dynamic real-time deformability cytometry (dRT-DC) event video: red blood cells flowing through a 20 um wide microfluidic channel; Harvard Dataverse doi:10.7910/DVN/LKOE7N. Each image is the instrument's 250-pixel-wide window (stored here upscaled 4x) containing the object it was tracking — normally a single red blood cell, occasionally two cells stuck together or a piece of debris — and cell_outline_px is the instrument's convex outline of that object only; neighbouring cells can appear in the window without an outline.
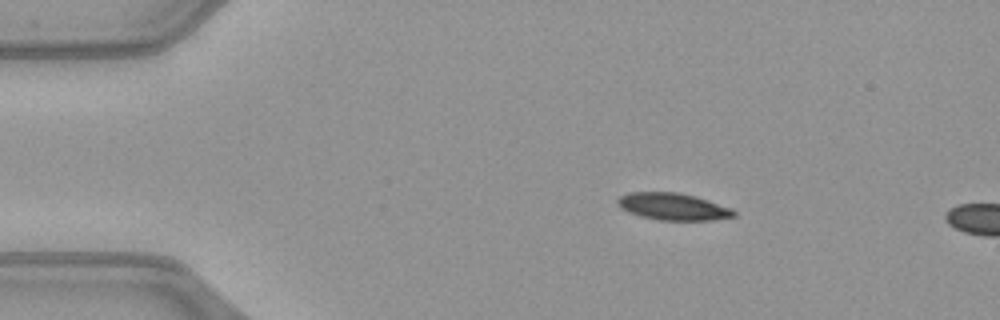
{"species": "common noctule bat (a hibernating species)", "species_latin": "Nyctalus noctula", "temperature_condition": "warm", "stored_images_in_passage": 5, "camera_frame_rate_fps": 3000, "um_per_image_px": 0.085, "animal": {"sex": "female", "body_mass_g": 21.9}, "frame": {"image": 1, "passage_image": 1, "time_ms": 0.0, "image_size_px": [1000, 320], "cell_outline_px": [[736, 216], [712, 220], [660, 220], [640, 216], [628, 212], [620, 208], [616, 204], [616, 200], [620, 196], [628, 192], [680, 192], [696, 196], [732, 208], [736, 212]], "centroid_in_image_um": [57.19, 17.55], "position_along_channel_um": 27.8, "area_um2": 18.5}}